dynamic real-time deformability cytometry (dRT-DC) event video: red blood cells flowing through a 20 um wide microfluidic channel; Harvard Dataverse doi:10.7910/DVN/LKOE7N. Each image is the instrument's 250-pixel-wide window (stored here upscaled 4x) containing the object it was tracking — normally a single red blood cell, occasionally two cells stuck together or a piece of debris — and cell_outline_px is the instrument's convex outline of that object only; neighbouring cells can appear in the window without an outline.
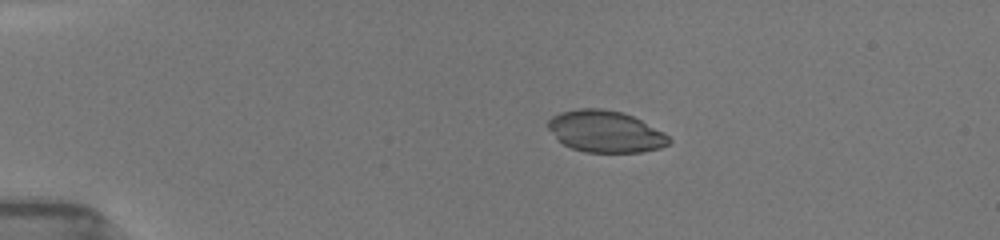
{"species": "common noctule bat (a hibernating species)", "species_latin": "Nyctalus noctula", "temperature_condition": "room temperature", "stored_images_in_passage": 24, "camera_frame_rate_fps": 3000, "um_per_image_px": 0.085, "animal": {"sex": "female", "body_mass_g": 19.5, "forearm_length_mm": 54.1}, "frame": {"image": 1, "passage_image": 6, "time_ms": 2.333, "image_size_px": [1000, 240], "cell_outline_px": [[672, 140], [668, 144], [660, 148], [640, 152], [584, 152], [572, 148], [556, 140], [548, 128], [548, 120], [552, 116], [560, 112], [580, 108], [600, 108], [624, 112], [664, 132]], "centroid_in_image_um": [51.44, 11.17], "position_along_channel_um": 33.6, "area_um2": 29.42}}
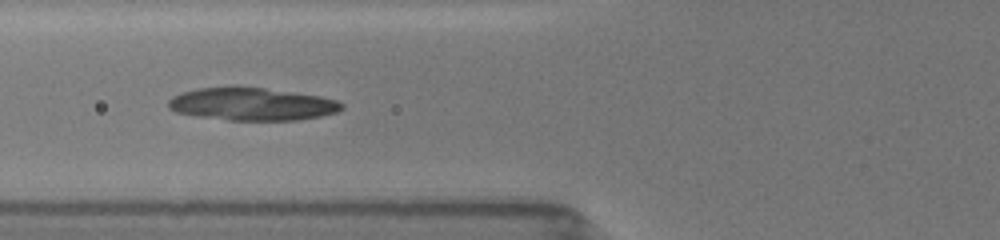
{"frame": {"image": 2, "passage_image": 15, "time_ms": 5.667, "image_size_px": [1000, 240], "cell_outline_px": [[344, 108], [336, 112], [320, 116], [296, 120], [228, 120], [196, 116], [176, 112], [168, 108], [168, 100], [172, 96], [196, 88], [232, 84], [236, 84], [320, 96], [336, 100], [344, 104]], "centroid_in_image_um": [21.36, 8.82], "position_along_channel_um": 104.4, "area_um2": 33.64}}
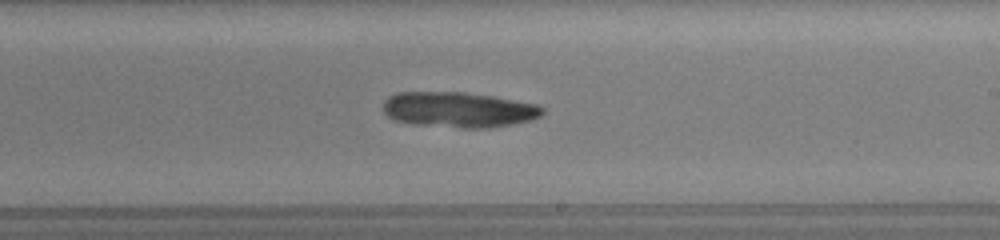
{"frame": {"image": 3, "passage_image": 24, "time_ms": 9.333, "image_size_px": [1000, 240], "cell_outline_px": [[544, 112], [540, 116], [532, 120], [492, 128], [460, 128], [412, 124], [392, 120], [384, 112], [384, 100], [388, 96], [396, 92], [464, 92], [492, 96], [536, 104], [544, 108]], "centroid_in_image_um": [38.96, 9.33], "position_along_channel_um": 250.0, "area_um2": 33.18}}